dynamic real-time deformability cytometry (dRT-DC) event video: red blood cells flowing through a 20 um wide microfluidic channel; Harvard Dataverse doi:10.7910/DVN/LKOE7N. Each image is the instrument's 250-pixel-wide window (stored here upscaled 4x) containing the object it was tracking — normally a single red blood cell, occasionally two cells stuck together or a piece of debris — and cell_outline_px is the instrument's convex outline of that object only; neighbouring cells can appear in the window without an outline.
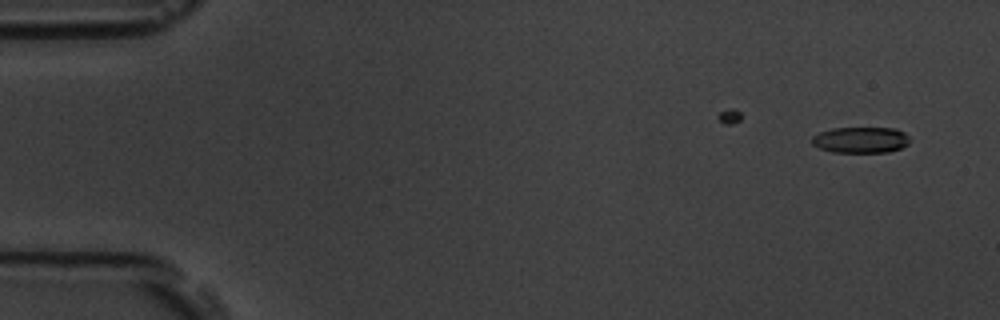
{"species": "common noctule bat (a hibernating species)", "species_latin": "Nyctalus noctula", "temperature_condition": "room temperature", "stored_images_in_passage": 2, "camera_frame_rate_fps": 3000, "um_per_image_px": 0.085, "animal": {"sex": "male", "body_mass_g": 19.5, "forearm_length_mm": 54.6}, "frame": {"image": 1, "passage_image": 2, "time_ms": 0.333, "image_size_px": [1000, 320], "cell_outline_px": [[908, 144], [900, 148], [888, 152], [832, 152], [820, 148], [812, 144], [812, 136], [820, 132], [832, 128], [896, 128], [904, 132], [908, 136]], "centroid_in_image_um": [73.15, 11.89], "position_along_channel_um": 11.8, "area_um2": 14.8}}